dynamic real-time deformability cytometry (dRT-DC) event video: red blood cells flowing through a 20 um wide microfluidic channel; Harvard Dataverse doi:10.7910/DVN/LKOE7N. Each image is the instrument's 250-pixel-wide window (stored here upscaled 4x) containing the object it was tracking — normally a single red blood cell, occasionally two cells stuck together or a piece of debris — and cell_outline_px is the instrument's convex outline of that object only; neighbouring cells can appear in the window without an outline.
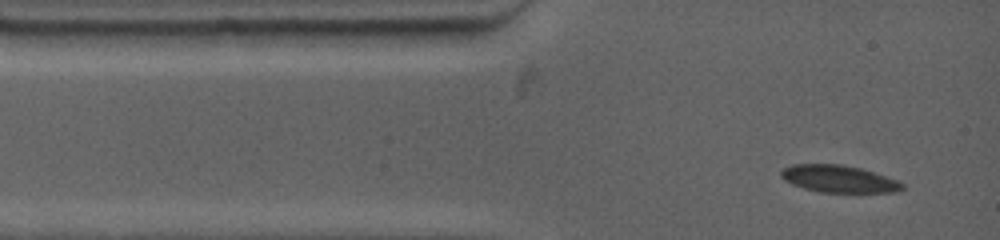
{"species": "common noctule bat (a hibernating species)", "species_latin": "Nyctalus noctula", "temperature_condition": "warm", "stored_images_in_passage": 7, "camera_frame_rate_fps": 4500, "um_per_image_px": 0.085, "animal": {"sex": "female", "body_mass_g": 19.0, "forearm_length_mm": 53.3}, "frame": {"image": 1, "passage_image": 1, "time_ms": 0.0, "image_size_px": [1000, 240], "cell_outline_px": [[904, 188], [896, 192], [820, 192], [804, 188], [792, 184], [784, 180], [780, 176], [780, 172], [784, 168], [792, 164], [840, 164], [860, 168], [896, 180], [904, 184]], "centroid_in_image_um": [71.26, 15.2], "position_along_channel_um": 13.7, "area_um2": 19.02}}
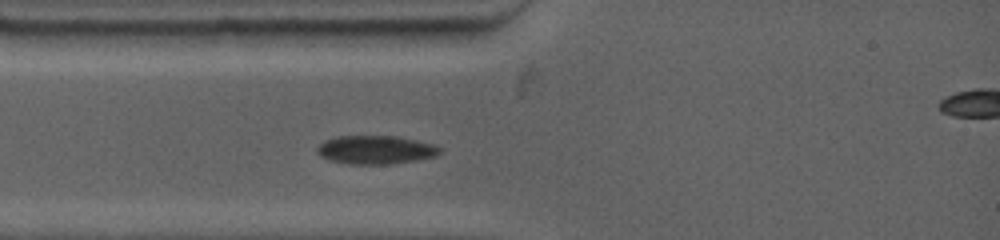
{"frame": {"image": 2, "passage_image": 4, "time_ms": 1.778, "image_size_px": [1000, 240], "cell_outline_px": [[440, 152], [436, 156], [416, 160], [384, 164], [348, 164], [328, 160], [320, 156], [316, 152], [316, 148], [324, 140], [336, 136], [396, 136], [416, 140], [432, 144], [440, 148]], "centroid_in_image_um": [31.87, 12.73], "position_along_channel_um": 53.1, "area_um2": 20.35}}
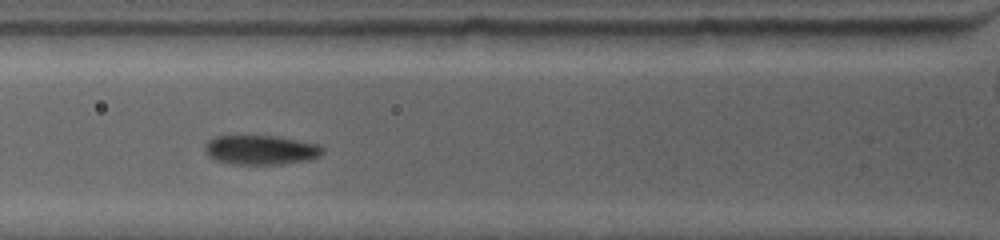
{"frame": {"image": 3, "passage_image": 6, "time_ms": 3.111, "image_size_px": [1000, 240], "cell_outline_px": [[324, 152], [320, 156], [308, 160], [280, 164], [232, 164], [216, 160], [208, 156], [204, 152], [204, 144], [212, 136], [236, 132], [276, 136], [300, 140], [320, 144], [324, 148]], "centroid_in_image_um": [22.09, 12.68], "position_along_channel_um": 103.7, "area_um2": 21.39}}